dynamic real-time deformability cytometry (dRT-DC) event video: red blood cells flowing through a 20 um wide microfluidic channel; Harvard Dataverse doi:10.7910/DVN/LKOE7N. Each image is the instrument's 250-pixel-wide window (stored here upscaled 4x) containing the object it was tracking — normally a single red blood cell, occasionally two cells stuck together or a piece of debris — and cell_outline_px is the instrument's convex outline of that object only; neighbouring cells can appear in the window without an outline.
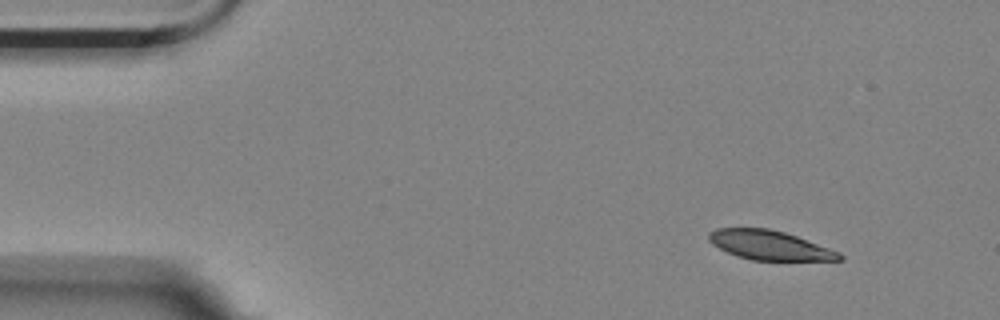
{"species": "Egyptian fruit bat (a non-hibernating species)", "species_latin": "Rousettus aegyptiacus", "temperature_condition": "room temperature", "stored_images_in_passage": 4, "camera_frame_rate_fps": 3000, "um_per_image_px": 0.085, "animal": {"sex": "female"}, "frame": {"image": 1, "passage_image": 1, "time_ms": 0.0, "image_size_px": [1000, 320], "cell_outline_px": [[844, 260], [752, 260], [736, 256], [712, 244], [708, 240], [708, 232], [716, 228], [768, 228], [784, 232], [796, 236], [840, 252], [844, 256]], "centroid_in_image_um": [65.4, 20.84], "position_along_channel_um": 19.6, "area_um2": 22.25}}
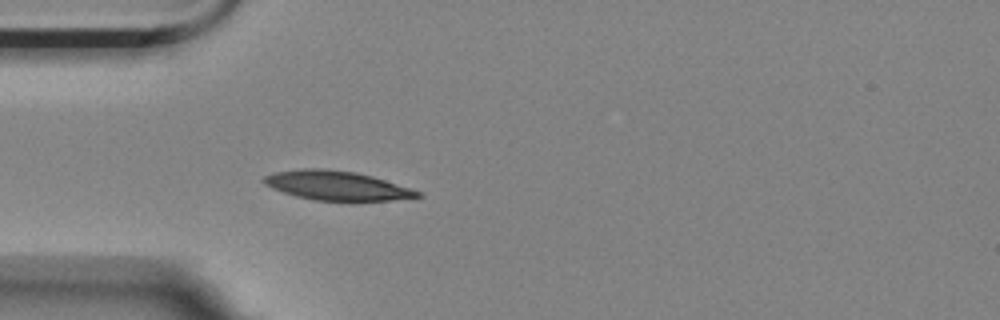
{"frame": {"image": 2, "passage_image": 4, "time_ms": 1.0, "image_size_px": [1000, 320], "cell_outline_px": [[424, 196], [392, 200], [352, 204], [316, 200], [296, 196], [272, 188], [264, 184], [260, 180], [264, 176], [276, 172], [304, 168], [320, 168], [356, 172], [372, 176], [420, 192]], "centroid_in_image_um": [28.63, 15.82], "position_along_channel_um": 56.4, "area_um2": 26.82}}